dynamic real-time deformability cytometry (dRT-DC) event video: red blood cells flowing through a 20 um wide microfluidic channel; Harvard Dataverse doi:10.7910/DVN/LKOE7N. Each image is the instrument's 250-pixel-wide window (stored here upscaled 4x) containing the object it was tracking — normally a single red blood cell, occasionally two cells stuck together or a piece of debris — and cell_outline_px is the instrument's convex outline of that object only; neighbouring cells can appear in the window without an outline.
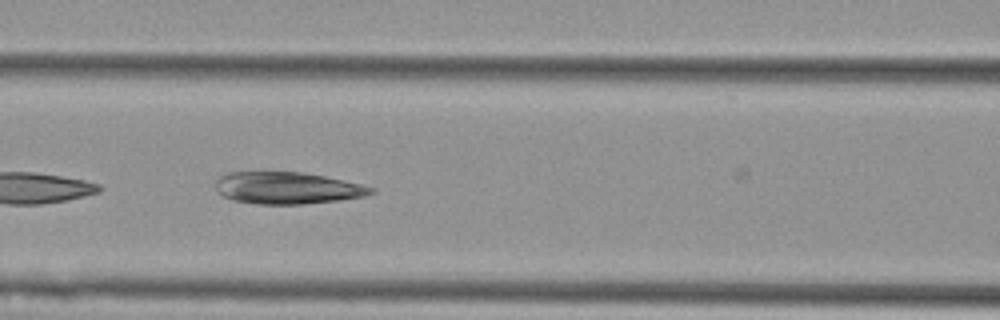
{"species": "Egyptian fruit bat (a non-hibernating species)", "species_latin": "Rousettus aegyptiacus", "temperature_condition": "cold", "stored_images_in_passage": 7, "camera_frame_rate_fps": 3000, "um_per_image_px": 0.085, "animal": {"sex": "female"}, "frame": {"image": 1, "passage_image": 6, "time_ms": 1.667, "image_size_px": [1000, 320], "cell_outline_px": [[376, 192], [364, 196], [340, 200], [304, 204], [256, 204], [232, 200], [224, 196], [216, 188], [216, 180], [220, 176], [228, 172], [300, 172], [324, 176], [344, 180], [376, 188]], "centroid_in_image_um": [24.44, 15.98], "position_along_channel_um": 142.2, "area_um2": 28.9}}